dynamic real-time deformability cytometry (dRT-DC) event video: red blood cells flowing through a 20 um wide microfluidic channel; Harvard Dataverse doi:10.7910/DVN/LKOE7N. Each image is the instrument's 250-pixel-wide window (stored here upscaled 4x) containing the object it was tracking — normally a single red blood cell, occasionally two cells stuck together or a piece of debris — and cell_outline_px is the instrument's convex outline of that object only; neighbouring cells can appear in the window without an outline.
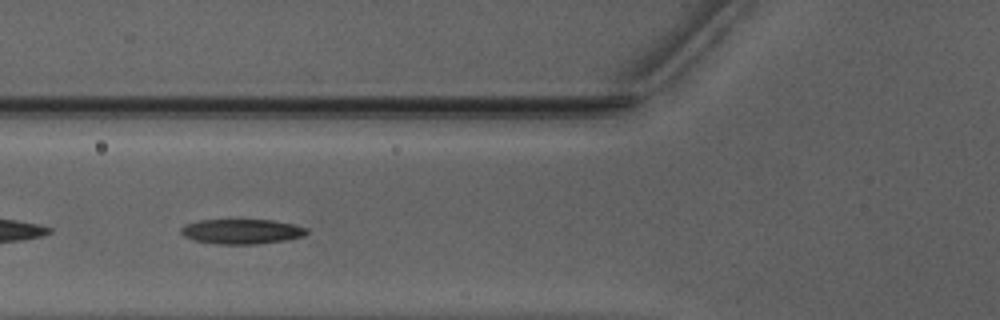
{"species": "Egyptian fruit bat (a non-hibernating species)", "species_latin": "Rousettus aegyptiacus", "temperature_condition": "warm", "stored_images_in_passage": 33, "segment_of_instrument_passage": [2, 2], "camera_frame_rate_fps": 3000, "um_per_image_px": 0.085, "animal": {"sex": "male"}, "frame": {"image": 1, "passage_image": 14, "time_ms": 4.333, "image_size_px": [1000, 320], "cell_outline_px": [[308, 232], [304, 236], [284, 240], [256, 244], [216, 244], [196, 240], [184, 236], [180, 232], [180, 228], [184, 224], [196, 220], [272, 220], [292, 224], [308, 228]], "centroid_in_image_um": [20.52, 19.67], "position_along_channel_um": 105.3, "area_um2": 18.21}}
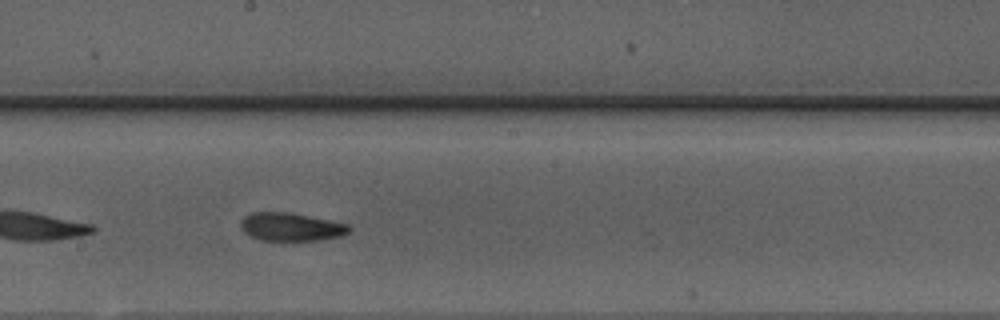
{"frame": {"image": 2, "passage_image": 23, "time_ms": 7.333, "image_size_px": [1000, 320], "cell_outline_px": [[352, 228], [348, 232], [340, 236], [320, 240], [260, 240], [244, 232], [240, 228], [240, 224], [244, 216], [252, 212], [288, 212], [348, 224]], "centroid_in_image_um": [24.71, 19.28], "position_along_channel_um": 223.5, "area_um2": 17.63}}
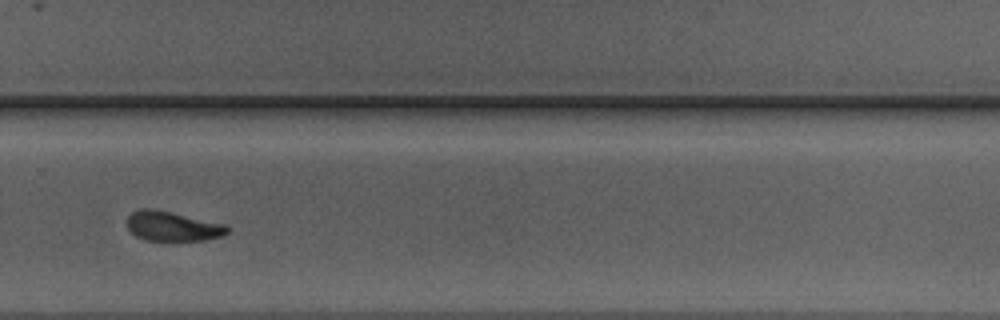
{"frame": {"image": 3, "passage_image": 30, "time_ms": 9.667, "image_size_px": [1000, 320], "cell_outline_px": [[228, 232], [220, 236], [204, 240], [144, 240], [136, 236], [128, 228], [128, 216], [132, 212], [140, 208], [152, 208], [224, 224], [228, 228]], "centroid_in_image_um": [14.62, 19.23], "position_along_channel_um": 315.2, "area_um2": 16.99}}